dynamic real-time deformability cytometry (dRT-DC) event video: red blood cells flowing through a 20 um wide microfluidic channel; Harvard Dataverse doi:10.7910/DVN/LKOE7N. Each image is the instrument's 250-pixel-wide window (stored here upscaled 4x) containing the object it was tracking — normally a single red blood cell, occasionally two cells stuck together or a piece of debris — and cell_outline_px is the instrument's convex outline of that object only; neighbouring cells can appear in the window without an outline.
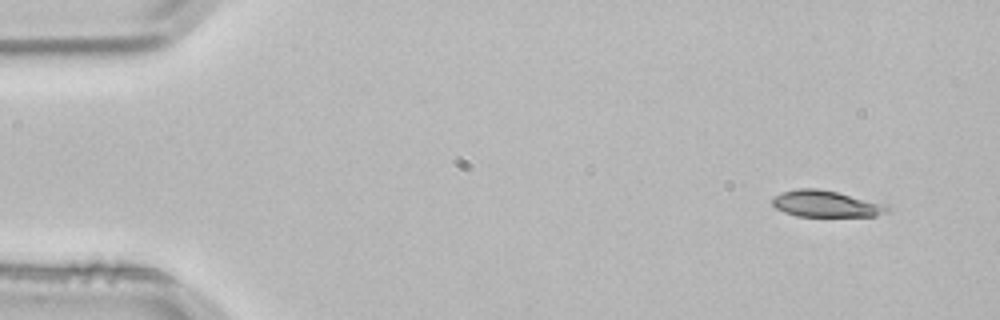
{"species": "common noctule bat (a hibernating species)", "species_latin": "Nyctalus noctula", "temperature_condition": "room temperature", "stored_images_in_passage": 3, "camera_frame_rate_fps": 3000, "um_per_image_px": 0.085, "animal": {"sex": "male", "body_mass_g": 21.5, "forearm_length_mm": 52.0}, "frame": {"image": 1, "passage_image": 1, "time_ms": 0.0, "image_size_px": [1000, 320], "cell_outline_px": [[892, 208], [888, 212], [876, 216], [796, 216], [784, 212], [776, 208], [772, 204], [772, 196], [780, 192], [796, 188], [816, 188], [836, 192], [888, 204]], "centroid_in_image_um": [70.21, 17.32], "position_along_channel_um": 14.8, "area_um2": 17.98}}